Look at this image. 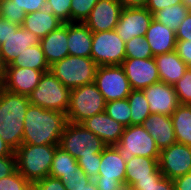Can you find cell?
<instances>
[{
    "label": "cell",
    "mask_w": 191,
    "mask_h": 190,
    "mask_svg": "<svg viewBox=\"0 0 191 190\" xmlns=\"http://www.w3.org/2000/svg\"><path fill=\"white\" fill-rule=\"evenodd\" d=\"M142 126L153 137L160 151L177 142L171 116L150 114Z\"/></svg>",
    "instance_id": "21"
},
{
    "label": "cell",
    "mask_w": 191,
    "mask_h": 190,
    "mask_svg": "<svg viewBox=\"0 0 191 190\" xmlns=\"http://www.w3.org/2000/svg\"><path fill=\"white\" fill-rule=\"evenodd\" d=\"M4 69H5V66H4L2 59H1V56H0V82H1L3 75H4Z\"/></svg>",
    "instance_id": "52"
},
{
    "label": "cell",
    "mask_w": 191,
    "mask_h": 190,
    "mask_svg": "<svg viewBox=\"0 0 191 190\" xmlns=\"http://www.w3.org/2000/svg\"><path fill=\"white\" fill-rule=\"evenodd\" d=\"M178 3H182V0H148L145 7L154 15L157 11L164 9V7Z\"/></svg>",
    "instance_id": "46"
},
{
    "label": "cell",
    "mask_w": 191,
    "mask_h": 190,
    "mask_svg": "<svg viewBox=\"0 0 191 190\" xmlns=\"http://www.w3.org/2000/svg\"><path fill=\"white\" fill-rule=\"evenodd\" d=\"M176 40H191V11L187 14L184 20L178 27Z\"/></svg>",
    "instance_id": "45"
},
{
    "label": "cell",
    "mask_w": 191,
    "mask_h": 190,
    "mask_svg": "<svg viewBox=\"0 0 191 190\" xmlns=\"http://www.w3.org/2000/svg\"><path fill=\"white\" fill-rule=\"evenodd\" d=\"M98 0H71V22H83L89 17Z\"/></svg>",
    "instance_id": "34"
},
{
    "label": "cell",
    "mask_w": 191,
    "mask_h": 190,
    "mask_svg": "<svg viewBox=\"0 0 191 190\" xmlns=\"http://www.w3.org/2000/svg\"><path fill=\"white\" fill-rule=\"evenodd\" d=\"M123 7H145L148 0H120Z\"/></svg>",
    "instance_id": "50"
},
{
    "label": "cell",
    "mask_w": 191,
    "mask_h": 190,
    "mask_svg": "<svg viewBox=\"0 0 191 190\" xmlns=\"http://www.w3.org/2000/svg\"><path fill=\"white\" fill-rule=\"evenodd\" d=\"M126 161L114 145L106 146L101 153L98 176L93 180L98 190H118L125 184Z\"/></svg>",
    "instance_id": "10"
},
{
    "label": "cell",
    "mask_w": 191,
    "mask_h": 190,
    "mask_svg": "<svg viewBox=\"0 0 191 190\" xmlns=\"http://www.w3.org/2000/svg\"><path fill=\"white\" fill-rule=\"evenodd\" d=\"M97 67L92 58L68 55L51 65L50 71L63 85L74 89L93 83Z\"/></svg>",
    "instance_id": "4"
},
{
    "label": "cell",
    "mask_w": 191,
    "mask_h": 190,
    "mask_svg": "<svg viewBox=\"0 0 191 190\" xmlns=\"http://www.w3.org/2000/svg\"><path fill=\"white\" fill-rule=\"evenodd\" d=\"M12 4L23 8L26 14L46 8V0H12Z\"/></svg>",
    "instance_id": "42"
},
{
    "label": "cell",
    "mask_w": 191,
    "mask_h": 190,
    "mask_svg": "<svg viewBox=\"0 0 191 190\" xmlns=\"http://www.w3.org/2000/svg\"><path fill=\"white\" fill-rule=\"evenodd\" d=\"M72 89L66 87L49 71L43 74L36 88L29 95V101L33 105L43 109L67 112Z\"/></svg>",
    "instance_id": "5"
},
{
    "label": "cell",
    "mask_w": 191,
    "mask_h": 190,
    "mask_svg": "<svg viewBox=\"0 0 191 190\" xmlns=\"http://www.w3.org/2000/svg\"><path fill=\"white\" fill-rule=\"evenodd\" d=\"M83 175H85L84 170L78 165L77 159L58 146L53 156L49 176L59 178L66 190H71L79 185Z\"/></svg>",
    "instance_id": "18"
},
{
    "label": "cell",
    "mask_w": 191,
    "mask_h": 190,
    "mask_svg": "<svg viewBox=\"0 0 191 190\" xmlns=\"http://www.w3.org/2000/svg\"><path fill=\"white\" fill-rule=\"evenodd\" d=\"M26 13L23 8H18L12 4V0H3L1 18L12 23L22 26Z\"/></svg>",
    "instance_id": "39"
},
{
    "label": "cell",
    "mask_w": 191,
    "mask_h": 190,
    "mask_svg": "<svg viewBox=\"0 0 191 190\" xmlns=\"http://www.w3.org/2000/svg\"><path fill=\"white\" fill-rule=\"evenodd\" d=\"M14 150L0 137V157L9 156Z\"/></svg>",
    "instance_id": "51"
},
{
    "label": "cell",
    "mask_w": 191,
    "mask_h": 190,
    "mask_svg": "<svg viewBox=\"0 0 191 190\" xmlns=\"http://www.w3.org/2000/svg\"><path fill=\"white\" fill-rule=\"evenodd\" d=\"M5 67H22L49 72L50 66L45 59L41 44L33 47H27L23 53H20L11 64Z\"/></svg>",
    "instance_id": "28"
},
{
    "label": "cell",
    "mask_w": 191,
    "mask_h": 190,
    "mask_svg": "<svg viewBox=\"0 0 191 190\" xmlns=\"http://www.w3.org/2000/svg\"><path fill=\"white\" fill-rule=\"evenodd\" d=\"M122 9L120 0H98L84 24L92 32L115 30Z\"/></svg>",
    "instance_id": "16"
},
{
    "label": "cell",
    "mask_w": 191,
    "mask_h": 190,
    "mask_svg": "<svg viewBox=\"0 0 191 190\" xmlns=\"http://www.w3.org/2000/svg\"><path fill=\"white\" fill-rule=\"evenodd\" d=\"M94 83L106 102L125 99L133 90L121 65L98 66Z\"/></svg>",
    "instance_id": "11"
},
{
    "label": "cell",
    "mask_w": 191,
    "mask_h": 190,
    "mask_svg": "<svg viewBox=\"0 0 191 190\" xmlns=\"http://www.w3.org/2000/svg\"><path fill=\"white\" fill-rule=\"evenodd\" d=\"M104 112L125 127L131 125V109L127 98L106 102Z\"/></svg>",
    "instance_id": "32"
},
{
    "label": "cell",
    "mask_w": 191,
    "mask_h": 190,
    "mask_svg": "<svg viewBox=\"0 0 191 190\" xmlns=\"http://www.w3.org/2000/svg\"><path fill=\"white\" fill-rule=\"evenodd\" d=\"M142 91L149 102L151 114L159 113L171 116L180 105L174 86L165 82L153 83Z\"/></svg>",
    "instance_id": "17"
},
{
    "label": "cell",
    "mask_w": 191,
    "mask_h": 190,
    "mask_svg": "<svg viewBox=\"0 0 191 190\" xmlns=\"http://www.w3.org/2000/svg\"><path fill=\"white\" fill-rule=\"evenodd\" d=\"M44 73L31 68L5 67L1 87L15 94L29 96Z\"/></svg>",
    "instance_id": "15"
},
{
    "label": "cell",
    "mask_w": 191,
    "mask_h": 190,
    "mask_svg": "<svg viewBox=\"0 0 191 190\" xmlns=\"http://www.w3.org/2000/svg\"><path fill=\"white\" fill-rule=\"evenodd\" d=\"M33 186L37 190H66L64 183L59 178L46 176L44 179L36 181Z\"/></svg>",
    "instance_id": "41"
},
{
    "label": "cell",
    "mask_w": 191,
    "mask_h": 190,
    "mask_svg": "<svg viewBox=\"0 0 191 190\" xmlns=\"http://www.w3.org/2000/svg\"><path fill=\"white\" fill-rule=\"evenodd\" d=\"M114 146L126 162L134 156L160 158V150L155 140L142 125L126 126L119 143Z\"/></svg>",
    "instance_id": "8"
},
{
    "label": "cell",
    "mask_w": 191,
    "mask_h": 190,
    "mask_svg": "<svg viewBox=\"0 0 191 190\" xmlns=\"http://www.w3.org/2000/svg\"><path fill=\"white\" fill-rule=\"evenodd\" d=\"M81 124L103 140L107 146L118 144L125 128L123 124L117 122L105 112L96 114Z\"/></svg>",
    "instance_id": "19"
},
{
    "label": "cell",
    "mask_w": 191,
    "mask_h": 190,
    "mask_svg": "<svg viewBox=\"0 0 191 190\" xmlns=\"http://www.w3.org/2000/svg\"><path fill=\"white\" fill-rule=\"evenodd\" d=\"M19 27L20 26L11 21L0 18V45L12 34V32H16Z\"/></svg>",
    "instance_id": "47"
},
{
    "label": "cell",
    "mask_w": 191,
    "mask_h": 190,
    "mask_svg": "<svg viewBox=\"0 0 191 190\" xmlns=\"http://www.w3.org/2000/svg\"><path fill=\"white\" fill-rule=\"evenodd\" d=\"M105 106L106 100L94 82L74 88L66 112L67 120L81 124L86 119L104 112Z\"/></svg>",
    "instance_id": "6"
},
{
    "label": "cell",
    "mask_w": 191,
    "mask_h": 190,
    "mask_svg": "<svg viewBox=\"0 0 191 190\" xmlns=\"http://www.w3.org/2000/svg\"><path fill=\"white\" fill-rule=\"evenodd\" d=\"M131 109V125H142L151 114L149 102L142 90H132L127 97Z\"/></svg>",
    "instance_id": "31"
},
{
    "label": "cell",
    "mask_w": 191,
    "mask_h": 190,
    "mask_svg": "<svg viewBox=\"0 0 191 190\" xmlns=\"http://www.w3.org/2000/svg\"><path fill=\"white\" fill-rule=\"evenodd\" d=\"M189 12L190 10L183 3H178L157 11L153 18L176 32Z\"/></svg>",
    "instance_id": "30"
},
{
    "label": "cell",
    "mask_w": 191,
    "mask_h": 190,
    "mask_svg": "<svg viewBox=\"0 0 191 190\" xmlns=\"http://www.w3.org/2000/svg\"><path fill=\"white\" fill-rule=\"evenodd\" d=\"M2 3H3V0H0V18H1V15H2Z\"/></svg>",
    "instance_id": "55"
},
{
    "label": "cell",
    "mask_w": 191,
    "mask_h": 190,
    "mask_svg": "<svg viewBox=\"0 0 191 190\" xmlns=\"http://www.w3.org/2000/svg\"><path fill=\"white\" fill-rule=\"evenodd\" d=\"M29 190H37V189L32 185Z\"/></svg>",
    "instance_id": "56"
},
{
    "label": "cell",
    "mask_w": 191,
    "mask_h": 190,
    "mask_svg": "<svg viewBox=\"0 0 191 190\" xmlns=\"http://www.w3.org/2000/svg\"><path fill=\"white\" fill-rule=\"evenodd\" d=\"M92 36L93 32L83 22L67 23L69 55L91 58Z\"/></svg>",
    "instance_id": "24"
},
{
    "label": "cell",
    "mask_w": 191,
    "mask_h": 190,
    "mask_svg": "<svg viewBox=\"0 0 191 190\" xmlns=\"http://www.w3.org/2000/svg\"><path fill=\"white\" fill-rule=\"evenodd\" d=\"M38 44H40V39L31 31L20 26L16 32H12L0 45V56L4 66L11 64L27 47H33Z\"/></svg>",
    "instance_id": "20"
},
{
    "label": "cell",
    "mask_w": 191,
    "mask_h": 190,
    "mask_svg": "<svg viewBox=\"0 0 191 190\" xmlns=\"http://www.w3.org/2000/svg\"><path fill=\"white\" fill-rule=\"evenodd\" d=\"M121 66L133 90H142L160 81L154 57L148 59L125 58Z\"/></svg>",
    "instance_id": "14"
},
{
    "label": "cell",
    "mask_w": 191,
    "mask_h": 190,
    "mask_svg": "<svg viewBox=\"0 0 191 190\" xmlns=\"http://www.w3.org/2000/svg\"><path fill=\"white\" fill-rule=\"evenodd\" d=\"M71 190H98L95 182L87 177L86 175H83L81 180L79 181V185L74 187Z\"/></svg>",
    "instance_id": "49"
},
{
    "label": "cell",
    "mask_w": 191,
    "mask_h": 190,
    "mask_svg": "<svg viewBox=\"0 0 191 190\" xmlns=\"http://www.w3.org/2000/svg\"><path fill=\"white\" fill-rule=\"evenodd\" d=\"M91 58L98 66L121 65L125 60V42L115 30L93 32Z\"/></svg>",
    "instance_id": "9"
},
{
    "label": "cell",
    "mask_w": 191,
    "mask_h": 190,
    "mask_svg": "<svg viewBox=\"0 0 191 190\" xmlns=\"http://www.w3.org/2000/svg\"><path fill=\"white\" fill-rule=\"evenodd\" d=\"M46 8L64 23L71 22V0H46Z\"/></svg>",
    "instance_id": "38"
},
{
    "label": "cell",
    "mask_w": 191,
    "mask_h": 190,
    "mask_svg": "<svg viewBox=\"0 0 191 190\" xmlns=\"http://www.w3.org/2000/svg\"><path fill=\"white\" fill-rule=\"evenodd\" d=\"M159 169L171 180L191 172V147L175 142L160 151Z\"/></svg>",
    "instance_id": "12"
},
{
    "label": "cell",
    "mask_w": 191,
    "mask_h": 190,
    "mask_svg": "<svg viewBox=\"0 0 191 190\" xmlns=\"http://www.w3.org/2000/svg\"><path fill=\"white\" fill-rule=\"evenodd\" d=\"M107 145L82 124L68 122L59 141V147L77 160L80 157L102 153Z\"/></svg>",
    "instance_id": "7"
},
{
    "label": "cell",
    "mask_w": 191,
    "mask_h": 190,
    "mask_svg": "<svg viewBox=\"0 0 191 190\" xmlns=\"http://www.w3.org/2000/svg\"><path fill=\"white\" fill-rule=\"evenodd\" d=\"M126 58H153L152 50L145 36L134 37L125 43Z\"/></svg>",
    "instance_id": "33"
},
{
    "label": "cell",
    "mask_w": 191,
    "mask_h": 190,
    "mask_svg": "<svg viewBox=\"0 0 191 190\" xmlns=\"http://www.w3.org/2000/svg\"><path fill=\"white\" fill-rule=\"evenodd\" d=\"M16 171L14 152L9 156L0 157V179L8 177Z\"/></svg>",
    "instance_id": "44"
},
{
    "label": "cell",
    "mask_w": 191,
    "mask_h": 190,
    "mask_svg": "<svg viewBox=\"0 0 191 190\" xmlns=\"http://www.w3.org/2000/svg\"><path fill=\"white\" fill-rule=\"evenodd\" d=\"M175 190H191V172L173 180Z\"/></svg>",
    "instance_id": "48"
},
{
    "label": "cell",
    "mask_w": 191,
    "mask_h": 190,
    "mask_svg": "<svg viewBox=\"0 0 191 190\" xmlns=\"http://www.w3.org/2000/svg\"><path fill=\"white\" fill-rule=\"evenodd\" d=\"M64 22L56 17L47 8L26 14L22 27L31 31L39 39L45 37L48 33L58 29Z\"/></svg>",
    "instance_id": "27"
},
{
    "label": "cell",
    "mask_w": 191,
    "mask_h": 190,
    "mask_svg": "<svg viewBox=\"0 0 191 190\" xmlns=\"http://www.w3.org/2000/svg\"><path fill=\"white\" fill-rule=\"evenodd\" d=\"M131 188L133 190H175V185L173 180L163 176L161 179L138 180Z\"/></svg>",
    "instance_id": "35"
},
{
    "label": "cell",
    "mask_w": 191,
    "mask_h": 190,
    "mask_svg": "<svg viewBox=\"0 0 191 190\" xmlns=\"http://www.w3.org/2000/svg\"><path fill=\"white\" fill-rule=\"evenodd\" d=\"M59 145L22 144L14 150L16 170L32 185L49 176L53 156Z\"/></svg>",
    "instance_id": "3"
},
{
    "label": "cell",
    "mask_w": 191,
    "mask_h": 190,
    "mask_svg": "<svg viewBox=\"0 0 191 190\" xmlns=\"http://www.w3.org/2000/svg\"><path fill=\"white\" fill-rule=\"evenodd\" d=\"M171 120L176 141L191 147V105L180 104L171 115Z\"/></svg>",
    "instance_id": "29"
},
{
    "label": "cell",
    "mask_w": 191,
    "mask_h": 190,
    "mask_svg": "<svg viewBox=\"0 0 191 190\" xmlns=\"http://www.w3.org/2000/svg\"><path fill=\"white\" fill-rule=\"evenodd\" d=\"M32 184L17 170L0 179V190H29Z\"/></svg>",
    "instance_id": "37"
},
{
    "label": "cell",
    "mask_w": 191,
    "mask_h": 190,
    "mask_svg": "<svg viewBox=\"0 0 191 190\" xmlns=\"http://www.w3.org/2000/svg\"><path fill=\"white\" fill-rule=\"evenodd\" d=\"M77 163L84 170L85 175L94 180L99 173L101 153H93V156L80 157Z\"/></svg>",
    "instance_id": "40"
},
{
    "label": "cell",
    "mask_w": 191,
    "mask_h": 190,
    "mask_svg": "<svg viewBox=\"0 0 191 190\" xmlns=\"http://www.w3.org/2000/svg\"><path fill=\"white\" fill-rule=\"evenodd\" d=\"M29 104V96L9 92L0 86V137L13 150L22 145Z\"/></svg>",
    "instance_id": "2"
},
{
    "label": "cell",
    "mask_w": 191,
    "mask_h": 190,
    "mask_svg": "<svg viewBox=\"0 0 191 190\" xmlns=\"http://www.w3.org/2000/svg\"><path fill=\"white\" fill-rule=\"evenodd\" d=\"M176 54L191 67V40H176L175 46Z\"/></svg>",
    "instance_id": "43"
},
{
    "label": "cell",
    "mask_w": 191,
    "mask_h": 190,
    "mask_svg": "<svg viewBox=\"0 0 191 190\" xmlns=\"http://www.w3.org/2000/svg\"><path fill=\"white\" fill-rule=\"evenodd\" d=\"M67 123L65 113L30 103L24 118L22 144L59 145Z\"/></svg>",
    "instance_id": "1"
},
{
    "label": "cell",
    "mask_w": 191,
    "mask_h": 190,
    "mask_svg": "<svg viewBox=\"0 0 191 190\" xmlns=\"http://www.w3.org/2000/svg\"><path fill=\"white\" fill-rule=\"evenodd\" d=\"M118 190H133L129 185L123 184Z\"/></svg>",
    "instance_id": "54"
},
{
    "label": "cell",
    "mask_w": 191,
    "mask_h": 190,
    "mask_svg": "<svg viewBox=\"0 0 191 190\" xmlns=\"http://www.w3.org/2000/svg\"><path fill=\"white\" fill-rule=\"evenodd\" d=\"M145 38L151 47L154 57L175 51L176 33L154 18L147 29Z\"/></svg>",
    "instance_id": "23"
},
{
    "label": "cell",
    "mask_w": 191,
    "mask_h": 190,
    "mask_svg": "<svg viewBox=\"0 0 191 190\" xmlns=\"http://www.w3.org/2000/svg\"><path fill=\"white\" fill-rule=\"evenodd\" d=\"M179 104L191 105V68L174 85Z\"/></svg>",
    "instance_id": "36"
},
{
    "label": "cell",
    "mask_w": 191,
    "mask_h": 190,
    "mask_svg": "<svg viewBox=\"0 0 191 190\" xmlns=\"http://www.w3.org/2000/svg\"><path fill=\"white\" fill-rule=\"evenodd\" d=\"M153 19L146 7H123L115 31L126 43L134 37L145 36Z\"/></svg>",
    "instance_id": "13"
},
{
    "label": "cell",
    "mask_w": 191,
    "mask_h": 190,
    "mask_svg": "<svg viewBox=\"0 0 191 190\" xmlns=\"http://www.w3.org/2000/svg\"><path fill=\"white\" fill-rule=\"evenodd\" d=\"M160 81L174 85L189 68L175 51L154 57Z\"/></svg>",
    "instance_id": "26"
},
{
    "label": "cell",
    "mask_w": 191,
    "mask_h": 190,
    "mask_svg": "<svg viewBox=\"0 0 191 190\" xmlns=\"http://www.w3.org/2000/svg\"><path fill=\"white\" fill-rule=\"evenodd\" d=\"M67 41V23L40 39L49 66L69 55Z\"/></svg>",
    "instance_id": "25"
},
{
    "label": "cell",
    "mask_w": 191,
    "mask_h": 190,
    "mask_svg": "<svg viewBox=\"0 0 191 190\" xmlns=\"http://www.w3.org/2000/svg\"><path fill=\"white\" fill-rule=\"evenodd\" d=\"M182 3L191 11V0H182Z\"/></svg>",
    "instance_id": "53"
},
{
    "label": "cell",
    "mask_w": 191,
    "mask_h": 190,
    "mask_svg": "<svg viewBox=\"0 0 191 190\" xmlns=\"http://www.w3.org/2000/svg\"><path fill=\"white\" fill-rule=\"evenodd\" d=\"M125 184L130 187L138 180L161 179L163 177L159 169V159L134 156L126 162Z\"/></svg>",
    "instance_id": "22"
}]
</instances>
